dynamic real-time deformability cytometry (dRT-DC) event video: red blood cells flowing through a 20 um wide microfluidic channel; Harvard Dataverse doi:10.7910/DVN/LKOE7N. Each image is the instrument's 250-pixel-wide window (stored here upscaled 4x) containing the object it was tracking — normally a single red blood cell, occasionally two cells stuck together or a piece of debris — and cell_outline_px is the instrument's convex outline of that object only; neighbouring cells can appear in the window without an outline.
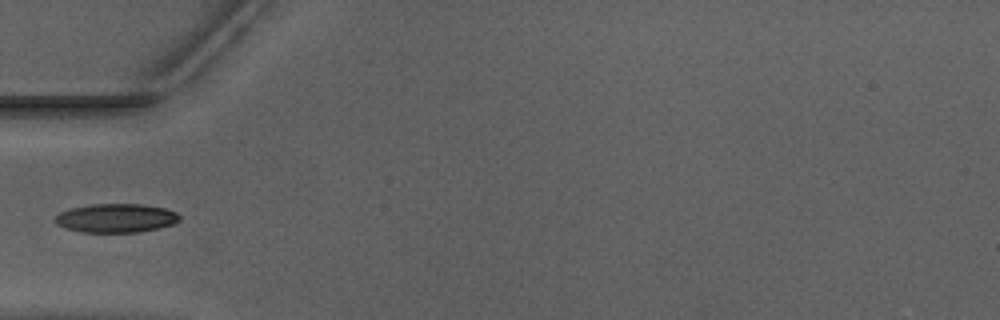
{"species": "Egyptian fruit bat (a non-hibernating species)", "species_latin": "Rousettus aegyptiacus", "temperature_condition": "warm", "stored_images_in_passage": 36, "camera_frame_rate_fps": 3000, "um_per_image_px": 0.085, "animal": {"sex": "male"}, "frame": {"image": 1, "passage_image": 1, "time_ms": 0.0, "image_size_px": [1000, 320], "cell_outline_px": [[180, 220], [172, 224], [160, 228], [140, 232], [84, 232], [64, 228], [56, 224], [56, 216], [60, 212], [68, 208], [92, 204], [144, 204], [164, 208], [176, 212], [180, 216]], "centroid_in_image_um": [9.87, 18.53], "position_along_channel_um": 75.1, "area_um2": 20.98}}
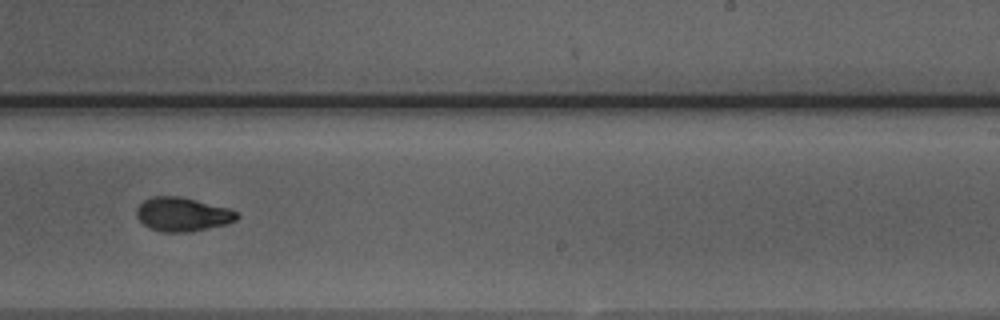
{"frame": {"image": 2, "passage_image": 16, "time_ms": 5.0, "image_size_px": [1000, 320], "cell_outline_px": [[240, 216], [236, 220], [224, 224], [192, 232], [160, 232], [148, 228], [136, 216], [136, 208], [144, 200], [152, 196], [180, 196], [228, 208], [240, 212]], "centroid_in_image_um": [15.5, 18.22], "position_along_channel_um": 273.5, "area_um2": 19.94}}
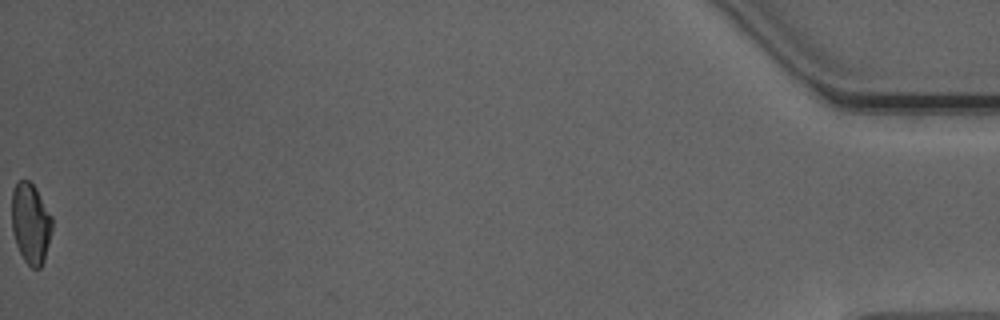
{"frame": {"image": 3, "passage_image": 36, "time_ms": 11.667, "image_size_px": [1000, 320], "cell_outline_px": [[52, 228], [44, 260], [40, 268], [32, 268], [24, 260], [16, 244], [12, 232], [12, 192], [16, 184], [20, 180], [28, 180], [36, 188], [52, 216]], "centroid_in_image_um": [2.6, 18.98], "position_along_channel_um": 432.6, "area_um2": 18.84}}